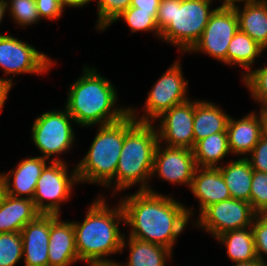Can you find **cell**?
Listing matches in <instances>:
<instances>
[{"label":"cell","mask_w":267,"mask_h":266,"mask_svg":"<svg viewBox=\"0 0 267 266\" xmlns=\"http://www.w3.org/2000/svg\"><path fill=\"white\" fill-rule=\"evenodd\" d=\"M168 195V196H167ZM136 191L121 196L125 215L124 226H129V237L167 247L174 244L195 216L192 207L173 198L171 194Z\"/></svg>","instance_id":"1"},{"label":"cell","mask_w":267,"mask_h":266,"mask_svg":"<svg viewBox=\"0 0 267 266\" xmlns=\"http://www.w3.org/2000/svg\"><path fill=\"white\" fill-rule=\"evenodd\" d=\"M104 194L94 198L86 210L83 221H72L75 244L80 262L88 266L97 263L117 262L110 255L121 254L125 232V215L120 201L116 206L107 203Z\"/></svg>","instance_id":"2"},{"label":"cell","mask_w":267,"mask_h":266,"mask_svg":"<svg viewBox=\"0 0 267 266\" xmlns=\"http://www.w3.org/2000/svg\"><path fill=\"white\" fill-rule=\"evenodd\" d=\"M67 89L65 108L76 126L111 124L129 114V107L118 105V92L109 79L98 73L97 67L83 66L82 74Z\"/></svg>","instance_id":"3"},{"label":"cell","mask_w":267,"mask_h":266,"mask_svg":"<svg viewBox=\"0 0 267 266\" xmlns=\"http://www.w3.org/2000/svg\"><path fill=\"white\" fill-rule=\"evenodd\" d=\"M154 125L137 122L125 134L115 178L105 187L112 190L111 196L134 185H139L138 191L158 193L150 184L154 154L159 143Z\"/></svg>","instance_id":"4"},{"label":"cell","mask_w":267,"mask_h":266,"mask_svg":"<svg viewBox=\"0 0 267 266\" xmlns=\"http://www.w3.org/2000/svg\"><path fill=\"white\" fill-rule=\"evenodd\" d=\"M213 0H161L156 24L160 40L186 54L201 37L211 14Z\"/></svg>","instance_id":"5"},{"label":"cell","mask_w":267,"mask_h":266,"mask_svg":"<svg viewBox=\"0 0 267 266\" xmlns=\"http://www.w3.org/2000/svg\"><path fill=\"white\" fill-rule=\"evenodd\" d=\"M138 121L129 113L120 121L99 125L86 155L76 163L79 183L105 187L115 178L125 134Z\"/></svg>","instance_id":"6"},{"label":"cell","mask_w":267,"mask_h":266,"mask_svg":"<svg viewBox=\"0 0 267 266\" xmlns=\"http://www.w3.org/2000/svg\"><path fill=\"white\" fill-rule=\"evenodd\" d=\"M55 62L46 53L38 51L32 44L19 40L12 34H0V95L8 100L14 86V78L20 74H48ZM12 75V78H6Z\"/></svg>","instance_id":"7"},{"label":"cell","mask_w":267,"mask_h":266,"mask_svg":"<svg viewBox=\"0 0 267 266\" xmlns=\"http://www.w3.org/2000/svg\"><path fill=\"white\" fill-rule=\"evenodd\" d=\"M72 123L76 125L65 107L61 110L53 109L44 112L36 117L31 126L30 139L41 153V157L51 162H65L60 156L69 153L76 143Z\"/></svg>","instance_id":"8"},{"label":"cell","mask_w":267,"mask_h":266,"mask_svg":"<svg viewBox=\"0 0 267 266\" xmlns=\"http://www.w3.org/2000/svg\"><path fill=\"white\" fill-rule=\"evenodd\" d=\"M181 59L176 60L152 85L139 115L136 108L129 107V113L143 123H155L156 119L175 105L188 101V80L182 72ZM137 110V111H136Z\"/></svg>","instance_id":"9"},{"label":"cell","mask_w":267,"mask_h":266,"mask_svg":"<svg viewBox=\"0 0 267 266\" xmlns=\"http://www.w3.org/2000/svg\"><path fill=\"white\" fill-rule=\"evenodd\" d=\"M68 168L66 161H50L42 170L33 197L40 214L60 215L62 204L72 197L75 184H80L76 165L70 172Z\"/></svg>","instance_id":"10"},{"label":"cell","mask_w":267,"mask_h":266,"mask_svg":"<svg viewBox=\"0 0 267 266\" xmlns=\"http://www.w3.org/2000/svg\"><path fill=\"white\" fill-rule=\"evenodd\" d=\"M256 215L249 202L230 198L206 207L192 224L215 239L225 232L251 227Z\"/></svg>","instance_id":"11"},{"label":"cell","mask_w":267,"mask_h":266,"mask_svg":"<svg viewBox=\"0 0 267 266\" xmlns=\"http://www.w3.org/2000/svg\"><path fill=\"white\" fill-rule=\"evenodd\" d=\"M238 29L234 8H216L201 37L187 53H204L227 65L228 46Z\"/></svg>","instance_id":"12"},{"label":"cell","mask_w":267,"mask_h":266,"mask_svg":"<svg viewBox=\"0 0 267 266\" xmlns=\"http://www.w3.org/2000/svg\"><path fill=\"white\" fill-rule=\"evenodd\" d=\"M196 168L193 150L168 147L158 143L154 154L151 179L157 176L163 181L181 186L186 185L190 189Z\"/></svg>","instance_id":"13"},{"label":"cell","mask_w":267,"mask_h":266,"mask_svg":"<svg viewBox=\"0 0 267 266\" xmlns=\"http://www.w3.org/2000/svg\"><path fill=\"white\" fill-rule=\"evenodd\" d=\"M158 120V121H157ZM194 100L173 106L156 119L159 143L168 147L194 148Z\"/></svg>","instance_id":"14"},{"label":"cell","mask_w":267,"mask_h":266,"mask_svg":"<svg viewBox=\"0 0 267 266\" xmlns=\"http://www.w3.org/2000/svg\"><path fill=\"white\" fill-rule=\"evenodd\" d=\"M50 214L48 266H70L79 262L72 221Z\"/></svg>","instance_id":"15"},{"label":"cell","mask_w":267,"mask_h":266,"mask_svg":"<svg viewBox=\"0 0 267 266\" xmlns=\"http://www.w3.org/2000/svg\"><path fill=\"white\" fill-rule=\"evenodd\" d=\"M226 131L231 156L246 158L263 136L261 117L255 110L239 119L230 116Z\"/></svg>","instance_id":"16"},{"label":"cell","mask_w":267,"mask_h":266,"mask_svg":"<svg viewBox=\"0 0 267 266\" xmlns=\"http://www.w3.org/2000/svg\"><path fill=\"white\" fill-rule=\"evenodd\" d=\"M50 214H39L21 230L24 266H48Z\"/></svg>","instance_id":"17"},{"label":"cell","mask_w":267,"mask_h":266,"mask_svg":"<svg viewBox=\"0 0 267 266\" xmlns=\"http://www.w3.org/2000/svg\"><path fill=\"white\" fill-rule=\"evenodd\" d=\"M50 161L39 156H27L20 160L14 169L4 172L6 194L33 200L36 183L42 170Z\"/></svg>","instance_id":"18"},{"label":"cell","mask_w":267,"mask_h":266,"mask_svg":"<svg viewBox=\"0 0 267 266\" xmlns=\"http://www.w3.org/2000/svg\"><path fill=\"white\" fill-rule=\"evenodd\" d=\"M199 203V214L209 205L231 198L219 168L197 167L189 189Z\"/></svg>","instance_id":"19"},{"label":"cell","mask_w":267,"mask_h":266,"mask_svg":"<svg viewBox=\"0 0 267 266\" xmlns=\"http://www.w3.org/2000/svg\"><path fill=\"white\" fill-rule=\"evenodd\" d=\"M230 115L216 103L208 100H194V147L195 144L214 133L227 132Z\"/></svg>","instance_id":"20"},{"label":"cell","mask_w":267,"mask_h":266,"mask_svg":"<svg viewBox=\"0 0 267 266\" xmlns=\"http://www.w3.org/2000/svg\"><path fill=\"white\" fill-rule=\"evenodd\" d=\"M39 214L33 200L6 194L0 202V233L21 232Z\"/></svg>","instance_id":"21"},{"label":"cell","mask_w":267,"mask_h":266,"mask_svg":"<svg viewBox=\"0 0 267 266\" xmlns=\"http://www.w3.org/2000/svg\"><path fill=\"white\" fill-rule=\"evenodd\" d=\"M128 237V238H127ZM128 247V262L119 264L121 266H166L171 261L173 251L158 244L142 241L124 235L121 254Z\"/></svg>","instance_id":"22"},{"label":"cell","mask_w":267,"mask_h":266,"mask_svg":"<svg viewBox=\"0 0 267 266\" xmlns=\"http://www.w3.org/2000/svg\"><path fill=\"white\" fill-rule=\"evenodd\" d=\"M234 9L239 30L267 50V0L249 1Z\"/></svg>","instance_id":"23"},{"label":"cell","mask_w":267,"mask_h":266,"mask_svg":"<svg viewBox=\"0 0 267 266\" xmlns=\"http://www.w3.org/2000/svg\"><path fill=\"white\" fill-rule=\"evenodd\" d=\"M229 188L231 198L250 203V191L254 170L247 158H237L218 167Z\"/></svg>","instance_id":"24"},{"label":"cell","mask_w":267,"mask_h":266,"mask_svg":"<svg viewBox=\"0 0 267 266\" xmlns=\"http://www.w3.org/2000/svg\"><path fill=\"white\" fill-rule=\"evenodd\" d=\"M265 52V49L254 41L248 34L240 31L235 33L229 43L227 51V65L240 66L245 71L241 73V79L246 76L256 64L257 58Z\"/></svg>","instance_id":"25"},{"label":"cell","mask_w":267,"mask_h":266,"mask_svg":"<svg viewBox=\"0 0 267 266\" xmlns=\"http://www.w3.org/2000/svg\"><path fill=\"white\" fill-rule=\"evenodd\" d=\"M215 240L226 248L228 259L235 264L257 260L251 227L225 232Z\"/></svg>","instance_id":"26"},{"label":"cell","mask_w":267,"mask_h":266,"mask_svg":"<svg viewBox=\"0 0 267 266\" xmlns=\"http://www.w3.org/2000/svg\"><path fill=\"white\" fill-rule=\"evenodd\" d=\"M193 153L197 167L218 168L222 166L224 158L231 155L227 132L214 133L199 140L193 148Z\"/></svg>","instance_id":"27"},{"label":"cell","mask_w":267,"mask_h":266,"mask_svg":"<svg viewBox=\"0 0 267 266\" xmlns=\"http://www.w3.org/2000/svg\"><path fill=\"white\" fill-rule=\"evenodd\" d=\"M157 14L158 12L138 11V8L129 7L111 25L118 22V20L120 21V19H124L123 21L128 25L132 34L141 31L152 32V35L154 33L157 39H160L161 32L156 24Z\"/></svg>","instance_id":"28"},{"label":"cell","mask_w":267,"mask_h":266,"mask_svg":"<svg viewBox=\"0 0 267 266\" xmlns=\"http://www.w3.org/2000/svg\"><path fill=\"white\" fill-rule=\"evenodd\" d=\"M7 12L15 24L21 28L40 23L36 0H6Z\"/></svg>","instance_id":"29"},{"label":"cell","mask_w":267,"mask_h":266,"mask_svg":"<svg viewBox=\"0 0 267 266\" xmlns=\"http://www.w3.org/2000/svg\"><path fill=\"white\" fill-rule=\"evenodd\" d=\"M23 260L21 232L0 233V266H16Z\"/></svg>","instance_id":"30"},{"label":"cell","mask_w":267,"mask_h":266,"mask_svg":"<svg viewBox=\"0 0 267 266\" xmlns=\"http://www.w3.org/2000/svg\"><path fill=\"white\" fill-rule=\"evenodd\" d=\"M95 1V0H94ZM97 20L95 28L99 32L105 31L130 5L131 0H96Z\"/></svg>","instance_id":"31"},{"label":"cell","mask_w":267,"mask_h":266,"mask_svg":"<svg viewBox=\"0 0 267 266\" xmlns=\"http://www.w3.org/2000/svg\"><path fill=\"white\" fill-rule=\"evenodd\" d=\"M241 81L249 90L255 104H267V63L261 68L252 69Z\"/></svg>","instance_id":"32"},{"label":"cell","mask_w":267,"mask_h":266,"mask_svg":"<svg viewBox=\"0 0 267 266\" xmlns=\"http://www.w3.org/2000/svg\"><path fill=\"white\" fill-rule=\"evenodd\" d=\"M250 204L256 214H263L267 210V173L254 170Z\"/></svg>","instance_id":"33"},{"label":"cell","mask_w":267,"mask_h":266,"mask_svg":"<svg viewBox=\"0 0 267 266\" xmlns=\"http://www.w3.org/2000/svg\"><path fill=\"white\" fill-rule=\"evenodd\" d=\"M257 259L267 264V217L257 214L251 226Z\"/></svg>","instance_id":"34"},{"label":"cell","mask_w":267,"mask_h":266,"mask_svg":"<svg viewBox=\"0 0 267 266\" xmlns=\"http://www.w3.org/2000/svg\"><path fill=\"white\" fill-rule=\"evenodd\" d=\"M253 170L267 173V136L263 135L246 157Z\"/></svg>","instance_id":"35"},{"label":"cell","mask_w":267,"mask_h":266,"mask_svg":"<svg viewBox=\"0 0 267 266\" xmlns=\"http://www.w3.org/2000/svg\"><path fill=\"white\" fill-rule=\"evenodd\" d=\"M38 15L42 21H57L63 15L66 9L60 0H36Z\"/></svg>","instance_id":"36"},{"label":"cell","mask_w":267,"mask_h":266,"mask_svg":"<svg viewBox=\"0 0 267 266\" xmlns=\"http://www.w3.org/2000/svg\"><path fill=\"white\" fill-rule=\"evenodd\" d=\"M161 0H131L130 7L138 8V11L158 12Z\"/></svg>","instance_id":"37"},{"label":"cell","mask_w":267,"mask_h":266,"mask_svg":"<svg viewBox=\"0 0 267 266\" xmlns=\"http://www.w3.org/2000/svg\"><path fill=\"white\" fill-rule=\"evenodd\" d=\"M62 5L66 8H82L86 6L87 4H90L93 0H60Z\"/></svg>","instance_id":"38"},{"label":"cell","mask_w":267,"mask_h":266,"mask_svg":"<svg viewBox=\"0 0 267 266\" xmlns=\"http://www.w3.org/2000/svg\"><path fill=\"white\" fill-rule=\"evenodd\" d=\"M219 1L223 2L221 3V5L216 6V8H235L239 6V3L243 5L249 1H256V0H219Z\"/></svg>","instance_id":"39"},{"label":"cell","mask_w":267,"mask_h":266,"mask_svg":"<svg viewBox=\"0 0 267 266\" xmlns=\"http://www.w3.org/2000/svg\"><path fill=\"white\" fill-rule=\"evenodd\" d=\"M258 112L262 120L263 135L267 136V104L259 105Z\"/></svg>","instance_id":"40"},{"label":"cell","mask_w":267,"mask_h":266,"mask_svg":"<svg viewBox=\"0 0 267 266\" xmlns=\"http://www.w3.org/2000/svg\"><path fill=\"white\" fill-rule=\"evenodd\" d=\"M6 195V178L4 175V171L0 172V202Z\"/></svg>","instance_id":"41"},{"label":"cell","mask_w":267,"mask_h":266,"mask_svg":"<svg viewBox=\"0 0 267 266\" xmlns=\"http://www.w3.org/2000/svg\"><path fill=\"white\" fill-rule=\"evenodd\" d=\"M6 13H7L6 0H0V26Z\"/></svg>","instance_id":"42"},{"label":"cell","mask_w":267,"mask_h":266,"mask_svg":"<svg viewBox=\"0 0 267 266\" xmlns=\"http://www.w3.org/2000/svg\"><path fill=\"white\" fill-rule=\"evenodd\" d=\"M233 266H267V264L257 259V260H254L252 262H247V263H236Z\"/></svg>","instance_id":"43"},{"label":"cell","mask_w":267,"mask_h":266,"mask_svg":"<svg viewBox=\"0 0 267 266\" xmlns=\"http://www.w3.org/2000/svg\"><path fill=\"white\" fill-rule=\"evenodd\" d=\"M91 266H121L119 262L97 263Z\"/></svg>","instance_id":"44"},{"label":"cell","mask_w":267,"mask_h":266,"mask_svg":"<svg viewBox=\"0 0 267 266\" xmlns=\"http://www.w3.org/2000/svg\"><path fill=\"white\" fill-rule=\"evenodd\" d=\"M6 100L0 95V105L4 107Z\"/></svg>","instance_id":"45"},{"label":"cell","mask_w":267,"mask_h":266,"mask_svg":"<svg viewBox=\"0 0 267 266\" xmlns=\"http://www.w3.org/2000/svg\"><path fill=\"white\" fill-rule=\"evenodd\" d=\"M263 215H264L265 217H267V210L263 213Z\"/></svg>","instance_id":"46"},{"label":"cell","mask_w":267,"mask_h":266,"mask_svg":"<svg viewBox=\"0 0 267 266\" xmlns=\"http://www.w3.org/2000/svg\"><path fill=\"white\" fill-rule=\"evenodd\" d=\"M2 110H4V109H3V107L0 105V113L2 112Z\"/></svg>","instance_id":"47"}]
</instances>
